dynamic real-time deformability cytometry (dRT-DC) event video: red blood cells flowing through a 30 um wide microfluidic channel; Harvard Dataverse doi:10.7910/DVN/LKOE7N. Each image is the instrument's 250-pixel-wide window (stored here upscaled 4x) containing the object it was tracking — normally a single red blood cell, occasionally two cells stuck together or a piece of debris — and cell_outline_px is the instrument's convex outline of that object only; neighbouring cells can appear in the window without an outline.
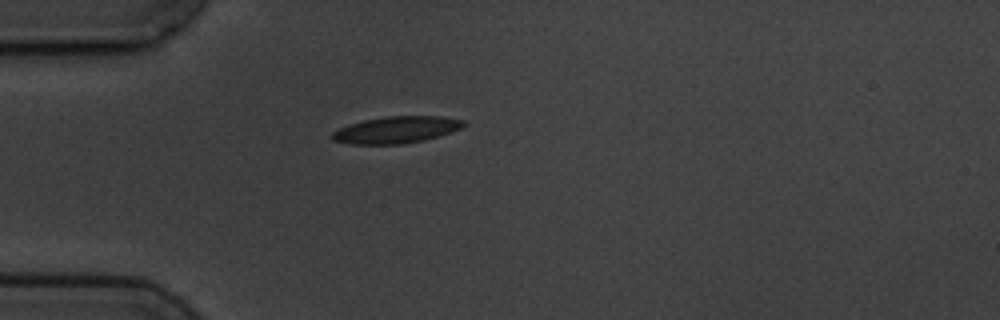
{"species": "common noctule bat (a hibernating species)", "species_latin": "Nyctalus noctula", "temperature_condition": "cold", "stored_images_in_passage": 1, "camera_frame_rate_fps": 3000, "um_per_image_px": 0.085, "animal": {"sex": "male", "body_mass_g": 19.5, "forearm_length_mm": 54.6}, "frame": {"image": 1, "passage_image": 1, "time_ms": 0.0, "image_size_px": [1000, 320], "cell_outline_px": [[468, 124], [452, 132], [424, 140], [400, 144], [348, 144], [332, 140], [332, 132], [348, 124], [364, 120], [384, 116], [444, 116], [464, 120]], "centroid_in_image_um": [33.7, 11.02], "position_along_channel_um": 51.3, "area_um2": 20.63}}